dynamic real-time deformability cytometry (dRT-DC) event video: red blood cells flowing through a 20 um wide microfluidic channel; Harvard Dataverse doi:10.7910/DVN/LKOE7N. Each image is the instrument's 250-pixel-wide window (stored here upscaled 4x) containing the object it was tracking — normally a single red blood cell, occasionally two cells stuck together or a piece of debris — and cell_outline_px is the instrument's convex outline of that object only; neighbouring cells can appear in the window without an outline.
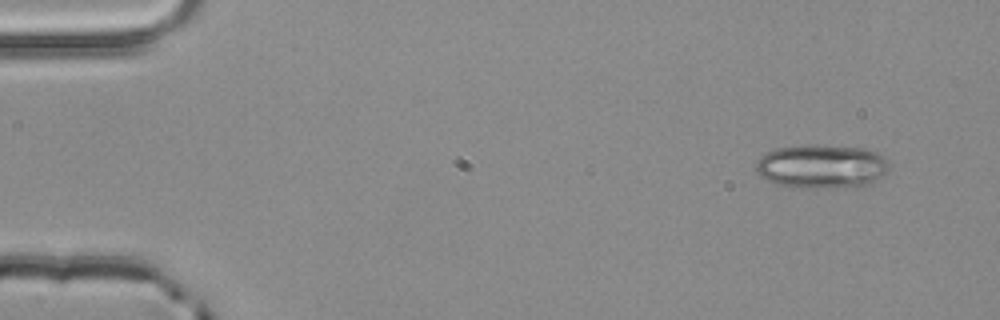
{"species": "common noctule bat (a hibernating species)", "species_latin": "Nyctalus noctula", "temperature_condition": "room temperature", "stored_images_in_passage": 4, "camera_frame_rate_fps": 3000, "um_per_image_px": 0.085, "animal": {"sex": "male", "body_mass_g": 20.4}, "frame": {"image": 1, "passage_image": 1, "time_ms": 0.0, "image_size_px": [1000, 320], "cell_outline_px": [[888, 168], [876, 180], [864, 184], [816, 188], [804, 188], [776, 184], [764, 180], [756, 172], [756, 160], [760, 156], [776, 148], [804, 144], [812, 144], [864, 148], [876, 152], [884, 156], [888, 164]], "centroid_in_image_um": [69.75, 14.11], "position_along_channel_um": 15.2, "area_um2": 33.87}}